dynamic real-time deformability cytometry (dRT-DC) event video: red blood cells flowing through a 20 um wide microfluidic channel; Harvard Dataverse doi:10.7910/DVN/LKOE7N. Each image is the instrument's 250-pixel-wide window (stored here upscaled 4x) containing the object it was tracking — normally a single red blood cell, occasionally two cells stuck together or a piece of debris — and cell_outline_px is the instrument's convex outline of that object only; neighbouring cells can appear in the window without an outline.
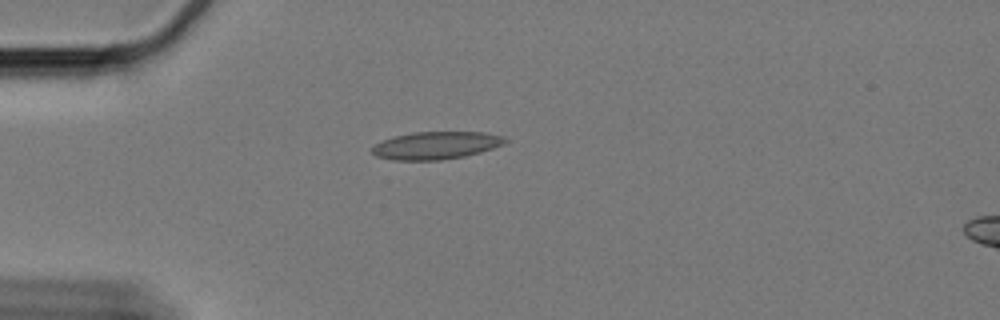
{"species": "Egyptian fruit bat (a non-hibernating species)", "species_latin": "Rousettus aegyptiacus", "temperature_condition": "cold", "stored_images_in_passage": 21, "camera_frame_rate_fps": 3000, "um_per_image_px": 0.085, "animal": {"sex": "female"}, "frame": {"image": 1, "passage_image": 1, "time_ms": 0.0, "image_size_px": [1000, 320], "cell_outline_px": [[508, 140], [504, 144], [480, 152], [464, 156], [440, 160], [392, 160], [376, 156], [372, 152], [372, 148], [376, 144], [384, 140], [396, 136], [412, 132], [484, 132], [504, 136]], "centroid_in_image_um": [37.08, 12.36], "position_along_channel_um": 47.9, "area_um2": 21.27}}
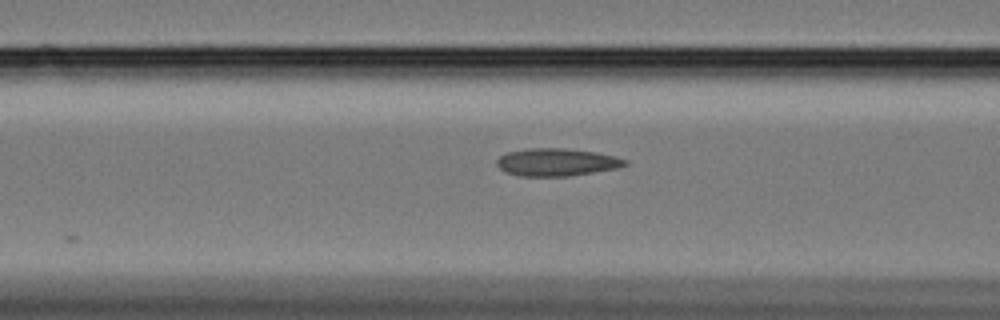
{"frame": {"image": 2, "passage_image": 9, "time_ms": 2.667, "image_size_px": [1000, 320], "cell_outline_px": [[628, 164], [616, 168], [568, 176], [520, 176], [504, 172], [496, 164], [496, 160], [500, 156], [508, 152], [528, 148], [564, 148], [596, 152], [616, 156], [628, 160]], "centroid_in_image_um": [47.3, 13.78], "position_along_channel_um": 119.3, "area_um2": 20.63}}
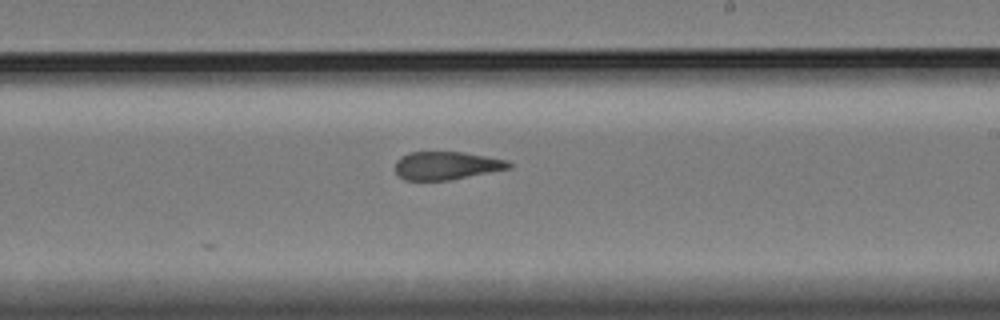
{"frame": {"image": 3, "passage_image": 21, "time_ms": 6.667, "image_size_px": [1000, 320], "cell_outline_px": [[512, 168], [448, 180], [404, 180], [396, 172], [396, 160], [400, 156], [408, 152], [464, 152], [508, 160], [512, 164]], "centroid_in_image_um": [37.95, 14.06], "position_along_channel_um": 251.0, "area_um2": 18.61}}